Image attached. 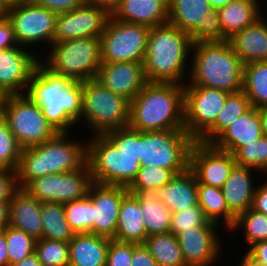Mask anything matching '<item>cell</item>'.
Instances as JSON below:
<instances>
[{
	"label": "cell",
	"instance_id": "1",
	"mask_svg": "<svg viewBox=\"0 0 267 266\" xmlns=\"http://www.w3.org/2000/svg\"><path fill=\"white\" fill-rule=\"evenodd\" d=\"M82 92V82L53 73L40 61L26 94L57 132L70 133L82 118Z\"/></svg>",
	"mask_w": 267,
	"mask_h": 266
},
{
	"label": "cell",
	"instance_id": "2",
	"mask_svg": "<svg viewBox=\"0 0 267 266\" xmlns=\"http://www.w3.org/2000/svg\"><path fill=\"white\" fill-rule=\"evenodd\" d=\"M192 45L189 34L176 26L167 23L150 27L143 61L147 81L184 85L189 76Z\"/></svg>",
	"mask_w": 267,
	"mask_h": 266
},
{
	"label": "cell",
	"instance_id": "3",
	"mask_svg": "<svg viewBox=\"0 0 267 266\" xmlns=\"http://www.w3.org/2000/svg\"><path fill=\"white\" fill-rule=\"evenodd\" d=\"M128 127L139 132L185 130L184 85L148 82L130 101Z\"/></svg>",
	"mask_w": 267,
	"mask_h": 266
},
{
	"label": "cell",
	"instance_id": "4",
	"mask_svg": "<svg viewBox=\"0 0 267 266\" xmlns=\"http://www.w3.org/2000/svg\"><path fill=\"white\" fill-rule=\"evenodd\" d=\"M86 163L87 139L80 141L71 132H58L42 144L22 148L16 169L17 182L23 188L37 177L79 170Z\"/></svg>",
	"mask_w": 267,
	"mask_h": 266
},
{
	"label": "cell",
	"instance_id": "5",
	"mask_svg": "<svg viewBox=\"0 0 267 266\" xmlns=\"http://www.w3.org/2000/svg\"><path fill=\"white\" fill-rule=\"evenodd\" d=\"M189 67L185 84L229 93L242 90L244 64L228 40L193 43Z\"/></svg>",
	"mask_w": 267,
	"mask_h": 266
},
{
	"label": "cell",
	"instance_id": "6",
	"mask_svg": "<svg viewBox=\"0 0 267 266\" xmlns=\"http://www.w3.org/2000/svg\"><path fill=\"white\" fill-rule=\"evenodd\" d=\"M48 50L41 51L40 61L53 73L78 82L95 79L102 64L100 38L53 43Z\"/></svg>",
	"mask_w": 267,
	"mask_h": 266
},
{
	"label": "cell",
	"instance_id": "7",
	"mask_svg": "<svg viewBox=\"0 0 267 266\" xmlns=\"http://www.w3.org/2000/svg\"><path fill=\"white\" fill-rule=\"evenodd\" d=\"M82 129H89L93 135L128 126L130 101L113 93L96 79L82 82ZM88 125V126H87Z\"/></svg>",
	"mask_w": 267,
	"mask_h": 266
},
{
	"label": "cell",
	"instance_id": "8",
	"mask_svg": "<svg viewBox=\"0 0 267 266\" xmlns=\"http://www.w3.org/2000/svg\"><path fill=\"white\" fill-rule=\"evenodd\" d=\"M87 137V163L93 182L128 187L141 168L140 161L122 154L104 135Z\"/></svg>",
	"mask_w": 267,
	"mask_h": 266
},
{
	"label": "cell",
	"instance_id": "9",
	"mask_svg": "<svg viewBox=\"0 0 267 266\" xmlns=\"http://www.w3.org/2000/svg\"><path fill=\"white\" fill-rule=\"evenodd\" d=\"M1 116L22 148L42 144L58 133L26 93L7 95Z\"/></svg>",
	"mask_w": 267,
	"mask_h": 266
},
{
	"label": "cell",
	"instance_id": "10",
	"mask_svg": "<svg viewBox=\"0 0 267 266\" xmlns=\"http://www.w3.org/2000/svg\"><path fill=\"white\" fill-rule=\"evenodd\" d=\"M195 140L185 130L140 132V165L170 169L175 175L189 167Z\"/></svg>",
	"mask_w": 267,
	"mask_h": 266
},
{
	"label": "cell",
	"instance_id": "11",
	"mask_svg": "<svg viewBox=\"0 0 267 266\" xmlns=\"http://www.w3.org/2000/svg\"><path fill=\"white\" fill-rule=\"evenodd\" d=\"M150 27L108 18L100 37L102 63L143 62Z\"/></svg>",
	"mask_w": 267,
	"mask_h": 266
},
{
	"label": "cell",
	"instance_id": "12",
	"mask_svg": "<svg viewBox=\"0 0 267 266\" xmlns=\"http://www.w3.org/2000/svg\"><path fill=\"white\" fill-rule=\"evenodd\" d=\"M3 13L12 23L19 46L32 50L38 45L48 49L53 44L58 14L31 1L10 7Z\"/></svg>",
	"mask_w": 267,
	"mask_h": 266
},
{
	"label": "cell",
	"instance_id": "13",
	"mask_svg": "<svg viewBox=\"0 0 267 266\" xmlns=\"http://www.w3.org/2000/svg\"><path fill=\"white\" fill-rule=\"evenodd\" d=\"M92 183L91 170L86 163L79 170L37 177L23 189L39 202L65 204L85 197Z\"/></svg>",
	"mask_w": 267,
	"mask_h": 266
},
{
	"label": "cell",
	"instance_id": "14",
	"mask_svg": "<svg viewBox=\"0 0 267 266\" xmlns=\"http://www.w3.org/2000/svg\"><path fill=\"white\" fill-rule=\"evenodd\" d=\"M229 92L184 84L185 131L196 141L215 121Z\"/></svg>",
	"mask_w": 267,
	"mask_h": 266
},
{
	"label": "cell",
	"instance_id": "15",
	"mask_svg": "<svg viewBox=\"0 0 267 266\" xmlns=\"http://www.w3.org/2000/svg\"><path fill=\"white\" fill-rule=\"evenodd\" d=\"M220 228L217 223L209 221L205 226L194 227L177 235L187 266H216L221 262L222 244L225 243L219 238Z\"/></svg>",
	"mask_w": 267,
	"mask_h": 266
},
{
	"label": "cell",
	"instance_id": "16",
	"mask_svg": "<svg viewBox=\"0 0 267 266\" xmlns=\"http://www.w3.org/2000/svg\"><path fill=\"white\" fill-rule=\"evenodd\" d=\"M234 156L212 144L194 141L189 152V168L200 184L222 188L236 166Z\"/></svg>",
	"mask_w": 267,
	"mask_h": 266
},
{
	"label": "cell",
	"instance_id": "17",
	"mask_svg": "<svg viewBox=\"0 0 267 266\" xmlns=\"http://www.w3.org/2000/svg\"><path fill=\"white\" fill-rule=\"evenodd\" d=\"M110 15L97 6L82 4L57 16L53 43L76 38H100Z\"/></svg>",
	"mask_w": 267,
	"mask_h": 266
},
{
	"label": "cell",
	"instance_id": "18",
	"mask_svg": "<svg viewBox=\"0 0 267 266\" xmlns=\"http://www.w3.org/2000/svg\"><path fill=\"white\" fill-rule=\"evenodd\" d=\"M35 51L23 46L0 50V88L7 95L27 92L41 58Z\"/></svg>",
	"mask_w": 267,
	"mask_h": 266
},
{
	"label": "cell",
	"instance_id": "19",
	"mask_svg": "<svg viewBox=\"0 0 267 266\" xmlns=\"http://www.w3.org/2000/svg\"><path fill=\"white\" fill-rule=\"evenodd\" d=\"M128 192L124 186L90 185L87 195L93 201L94 234L115 237L122 199Z\"/></svg>",
	"mask_w": 267,
	"mask_h": 266
},
{
	"label": "cell",
	"instance_id": "20",
	"mask_svg": "<svg viewBox=\"0 0 267 266\" xmlns=\"http://www.w3.org/2000/svg\"><path fill=\"white\" fill-rule=\"evenodd\" d=\"M95 79L129 101L148 83L143 62L102 63Z\"/></svg>",
	"mask_w": 267,
	"mask_h": 266
},
{
	"label": "cell",
	"instance_id": "21",
	"mask_svg": "<svg viewBox=\"0 0 267 266\" xmlns=\"http://www.w3.org/2000/svg\"><path fill=\"white\" fill-rule=\"evenodd\" d=\"M255 174L264 177L256 168L236 165L221 188L229 210L236 217L252 206L255 185L260 183Z\"/></svg>",
	"mask_w": 267,
	"mask_h": 266
},
{
	"label": "cell",
	"instance_id": "22",
	"mask_svg": "<svg viewBox=\"0 0 267 266\" xmlns=\"http://www.w3.org/2000/svg\"><path fill=\"white\" fill-rule=\"evenodd\" d=\"M265 16V17H264ZM265 12L252 24L228 39L243 64L267 61V18Z\"/></svg>",
	"mask_w": 267,
	"mask_h": 266
},
{
	"label": "cell",
	"instance_id": "23",
	"mask_svg": "<svg viewBox=\"0 0 267 266\" xmlns=\"http://www.w3.org/2000/svg\"><path fill=\"white\" fill-rule=\"evenodd\" d=\"M263 136L259 109L251 107L211 144L219 150L233 154L238 148L254 143Z\"/></svg>",
	"mask_w": 267,
	"mask_h": 266
},
{
	"label": "cell",
	"instance_id": "24",
	"mask_svg": "<svg viewBox=\"0 0 267 266\" xmlns=\"http://www.w3.org/2000/svg\"><path fill=\"white\" fill-rule=\"evenodd\" d=\"M41 203L23 188H19L9 200V225L41 239Z\"/></svg>",
	"mask_w": 267,
	"mask_h": 266
},
{
	"label": "cell",
	"instance_id": "25",
	"mask_svg": "<svg viewBox=\"0 0 267 266\" xmlns=\"http://www.w3.org/2000/svg\"><path fill=\"white\" fill-rule=\"evenodd\" d=\"M111 16L149 27L164 25L168 23V0H122Z\"/></svg>",
	"mask_w": 267,
	"mask_h": 266
},
{
	"label": "cell",
	"instance_id": "26",
	"mask_svg": "<svg viewBox=\"0 0 267 266\" xmlns=\"http://www.w3.org/2000/svg\"><path fill=\"white\" fill-rule=\"evenodd\" d=\"M157 193L172 213L179 212L188 207L199 206L197 178L189 167L184 172L176 174Z\"/></svg>",
	"mask_w": 267,
	"mask_h": 266
},
{
	"label": "cell",
	"instance_id": "27",
	"mask_svg": "<svg viewBox=\"0 0 267 266\" xmlns=\"http://www.w3.org/2000/svg\"><path fill=\"white\" fill-rule=\"evenodd\" d=\"M110 238L81 233L69 241V266H106Z\"/></svg>",
	"mask_w": 267,
	"mask_h": 266
},
{
	"label": "cell",
	"instance_id": "28",
	"mask_svg": "<svg viewBox=\"0 0 267 266\" xmlns=\"http://www.w3.org/2000/svg\"><path fill=\"white\" fill-rule=\"evenodd\" d=\"M264 4L263 0H232L228 5L217 9L225 37L231 38L252 24L264 12L267 14L263 8Z\"/></svg>",
	"mask_w": 267,
	"mask_h": 266
},
{
	"label": "cell",
	"instance_id": "29",
	"mask_svg": "<svg viewBox=\"0 0 267 266\" xmlns=\"http://www.w3.org/2000/svg\"><path fill=\"white\" fill-rule=\"evenodd\" d=\"M138 199L128 192L122 199L115 237L119 242L141 244L146 238V228Z\"/></svg>",
	"mask_w": 267,
	"mask_h": 266
},
{
	"label": "cell",
	"instance_id": "30",
	"mask_svg": "<svg viewBox=\"0 0 267 266\" xmlns=\"http://www.w3.org/2000/svg\"><path fill=\"white\" fill-rule=\"evenodd\" d=\"M198 205L205 217L229 232L234 225L236 216L229 210L221 188L200 184L197 181Z\"/></svg>",
	"mask_w": 267,
	"mask_h": 266
},
{
	"label": "cell",
	"instance_id": "31",
	"mask_svg": "<svg viewBox=\"0 0 267 266\" xmlns=\"http://www.w3.org/2000/svg\"><path fill=\"white\" fill-rule=\"evenodd\" d=\"M139 201L146 228V237L170 232L172 212L157 192L132 193Z\"/></svg>",
	"mask_w": 267,
	"mask_h": 266
},
{
	"label": "cell",
	"instance_id": "32",
	"mask_svg": "<svg viewBox=\"0 0 267 266\" xmlns=\"http://www.w3.org/2000/svg\"><path fill=\"white\" fill-rule=\"evenodd\" d=\"M211 9L208 0H168V23L190 34Z\"/></svg>",
	"mask_w": 267,
	"mask_h": 266
},
{
	"label": "cell",
	"instance_id": "33",
	"mask_svg": "<svg viewBox=\"0 0 267 266\" xmlns=\"http://www.w3.org/2000/svg\"><path fill=\"white\" fill-rule=\"evenodd\" d=\"M250 108V101L242 90L229 93L225 105L217 115L216 121L196 141L204 144H211L223 131Z\"/></svg>",
	"mask_w": 267,
	"mask_h": 266
},
{
	"label": "cell",
	"instance_id": "34",
	"mask_svg": "<svg viewBox=\"0 0 267 266\" xmlns=\"http://www.w3.org/2000/svg\"><path fill=\"white\" fill-rule=\"evenodd\" d=\"M143 244L158 266H187L177 236L171 232L147 236Z\"/></svg>",
	"mask_w": 267,
	"mask_h": 266
},
{
	"label": "cell",
	"instance_id": "35",
	"mask_svg": "<svg viewBox=\"0 0 267 266\" xmlns=\"http://www.w3.org/2000/svg\"><path fill=\"white\" fill-rule=\"evenodd\" d=\"M242 91L248 97L251 107L267 108V61L244 65Z\"/></svg>",
	"mask_w": 267,
	"mask_h": 266
},
{
	"label": "cell",
	"instance_id": "36",
	"mask_svg": "<svg viewBox=\"0 0 267 266\" xmlns=\"http://www.w3.org/2000/svg\"><path fill=\"white\" fill-rule=\"evenodd\" d=\"M41 239L69 242L75 233L65 217L64 204L56 202L41 203Z\"/></svg>",
	"mask_w": 267,
	"mask_h": 266
},
{
	"label": "cell",
	"instance_id": "37",
	"mask_svg": "<svg viewBox=\"0 0 267 266\" xmlns=\"http://www.w3.org/2000/svg\"><path fill=\"white\" fill-rule=\"evenodd\" d=\"M240 228L242 232L244 231L242 238L248 244L247 249L256 242L265 241L267 240V215L255 212L250 208L236 217L235 223L229 231H233L232 234H234Z\"/></svg>",
	"mask_w": 267,
	"mask_h": 266
},
{
	"label": "cell",
	"instance_id": "38",
	"mask_svg": "<svg viewBox=\"0 0 267 266\" xmlns=\"http://www.w3.org/2000/svg\"><path fill=\"white\" fill-rule=\"evenodd\" d=\"M66 220L75 234H94L93 201L88 195L64 204Z\"/></svg>",
	"mask_w": 267,
	"mask_h": 266
},
{
	"label": "cell",
	"instance_id": "39",
	"mask_svg": "<svg viewBox=\"0 0 267 266\" xmlns=\"http://www.w3.org/2000/svg\"><path fill=\"white\" fill-rule=\"evenodd\" d=\"M174 176L175 174L167 168L141 166L133 182L127 189L130 193L157 192Z\"/></svg>",
	"mask_w": 267,
	"mask_h": 266
},
{
	"label": "cell",
	"instance_id": "40",
	"mask_svg": "<svg viewBox=\"0 0 267 266\" xmlns=\"http://www.w3.org/2000/svg\"><path fill=\"white\" fill-rule=\"evenodd\" d=\"M4 235L9 256V266H12L34 253L36 239L24 231L7 225L4 228Z\"/></svg>",
	"mask_w": 267,
	"mask_h": 266
},
{
	"label": "cell",
	"instance_id": "41",
	"mask_svg": "<svg viewBox=\"0 0 267 266\" xmlns=\"http://www.w3.org/2000/svg\"><path fill=\"white\" fill-rule=\"evenodd\" d=\"M34 253L43 266H69V242L38 239Z\"/></svg>",
	"mask_w": 267,
	"mask_h": 266
},
{
	"label": "cell",
	"instance_id": "42",
	"mask_svg": "<svg viewBox=\"0 0 267 266\" xmlns=\"http://www.w3.org/2000/svg\"><path fill=\"white\" fill-rule=\"evenodd\" d=\"M233 156L238 166L256 168L267 176V136L238 148Z\"/></svg>",
	"mask_w": 267,
	"mask_h": 266
},
{
	"label": "cell",
	"instance_id": "43",
	"mask_svg": "<svg viewBox=\"0 0 267 266\" xmlns=\"http://www.w3.org/2000/svg\"><path fill=\"white\" fill-rule=\"evenodd\" d=\"M22 147L14 137L7 122L0 116V168L16 170Z\"/></svg>",
	"mask_w": 267,
	"mask_h": 266
},
{
	"label": "cell",
	"instance_id": "44",
	"mask_svg": "<svg viewBox=\"0 0 267 266\" xmlns=\"http://www.w3.org/2000/svg\"><path fill=\"white\" fill-rule=\"evenodd\" d=\"M189 36L193 43L228 40L222 30L218 11L214 8L208 10V16L198 23Z\"/></svg>",
	"mask_w": 267,
	"mask_h": 266
},
{
	"label": "cell",
	"instance_id": "45",
	"mask_svg": "<svg viewBox=\"0 0 267 266\" xmlns=\"http://www.w3.org/2000/svg\"><path fill=\"white\" fill-rule=\"evenodd\" d=\"M122 154L140 161V132L124 127L103 134Z\"/></svg>",
	"mask_w": 267,
	"mask_h": 266
},
{
	"label": "cell",
	"instance_id": "46",
	"mask_svg": "<svg viewBox=\"0 0 267 266\" xmlns=\"http://www.w3.org/2000/svg\"><path fill=\"white\" fill-rule=\"evenodd\" d=\"M209 220L205 217L199 206L188 207L179 212L172 213L170 232L177 236L194 227L205 226Z\"/></svg>",
	"mask_w": 267,
	"mask_h": 266
},
{
	"label": "cell",
	"instance_id": "47",
	"mask_svg": "<svg viewBox=\"0 0 267 266\" xmlns=\"http://www.w3.org/2000/svg\"><path fill=\"white\" fill-rule=\"evenodd\" d=\"M133 243L110 240L106 266H132Z\"/></svg>",
	"mask_w": 267,
	"mask_h": 266
},
{
	"label": "cell",
	"instance_id": "48",
	"mask_svg": "<svg viewBox=\"0 0 267 266\" xmlns=\"http://www.w3.org/2000/svg\"><path fill=\"white\" fill-rule=\"evenodd\" d=\"M241 256L240 266H267V240L251 245Z\"/></svg>",
	"mask_w": 267,
	"mask_h": 266
},
{
	"label": "cell",
	"instance_id": "49",
	"mask_svg": "<svg viewBox=\"0 0 267 266\" xmlns=\"http://www.w3.org/2000/svg\"><path fill=\"white\" fill-rule=\"evenodd\" d=\"M19 188L16 170L0 168V201H9Z\"/></svg>",
	"mask_w": 267,
	"mask_h": 266
},
{
	"label": "cell",
	"instance_id": "50",
	"mask_svg": "<svg viewBox=\"0 0 267 266\" xmlns=\"http://www.w3.org/2000/svg\"><path fill=\"white\" fill-rule=\"evenodd\" d=\"M56 14L70 12L85 3V0H30Z\"/></svg>",
	"mask_w": 267,
	"mask_h": 266
},
{
	"label": "cell",
	"instance_id": "51",
	"mask_svg": "<svg viewBox=\"0 0 267 266\" xmlns=\"http://www.w3.org/2000/svg\"><path fill=\"white\" fill-rule=\"evenodd\" d=\"M18 42L15 37L13 26L8 17L0 14V50L17 47Z\"/></svg>",
	"mask_w": 267,
	"mask_h": 266
},
{
	"label": "cell",
	"instance_id": "52",
	"mask_svg": "<svg viewBox=\"0 0 267 266\" xmlns=\"http://www.w3.org/2000/svg\"><path fill=\"white\" fill-rule=\"evenodd\" d=\"M132 266H158L155 259L151 256L150 252L143 243H133V252L131 259Z\"/></svg>",
	"mask_w": 267,
	"mask_h": 266
},
{
	"label": "cell",
	"instance_id": "53",
	"mask_svg": "<svg viewBox=\"0 0 267 266\" xmlns=\"http://www.w3.org/2000/svg\"><path fill=\"white\" fill-rule=\"evenodd\" d=\"M260 185L257 183L251 209L255 212L267 215V176H264Z\"/></svg>",
	"mask_w": 267,
	"mask_h": 266
},
{
	"label": "cell",
	"instance_id": "54",
	"mask_svg": "<svg viewBox=\"0 0 267 266\" xmlns=\"http://www.w3.org/2000/svg\"><path fill=\"white\" fill-rule=\"evenodd\" d=\"M121 1L122 0H85V3L104 9L109 15H112Z\"/></svg>",
	"mask_w": 267,
	"mask_h": 266
},
{
	"label": "cell",
	"instance_id": "55",
	"mask_svg": "<svg viewBox=\"0 0 267 266\" xmlns=\"http://www.w3.org/2000/svg\"><path fill=\"white\" fill-rule=\"evenodd\" d=\"M0 266H9V256L7 253L4 229L0 230Z\"/></svg>",
	"mask_w": 267,
	"mask_h": 266
},
{
	"label": "cell",
	"instance_id": "56",
	"mask_svg": "<svg viewBox=\"0 0 267 266\" xmlns=\"http://www.w3.org/2000/svg\"><path fill=\"white\" fill-rule=\"evenodd\" d=\"M9 201H0V230L9 225Z\"/></svg>",
	"mask_w": 267,
	"mask_h": 266
},
{
	"label": "cell",
	"instance_id": "57",
	"mask_svg": "<svg viewBox=\"0 0 267 266\" xmlns=\"http://www.w3.org/2000/svg\"><path fill=\"white\" fill-rule=\"evenodd\" d=\"M12 266H43L35 253L29 257L24 258L23 260L13 264Z\"/></svg>",
	"mask_w": 267,
	"mask_h": 266
},
{
	"label": "cell",
	"instance_id": "58",
	"mask_svg": "<svg viewBox=\"0 0 267 266\" xmlns=\"http://www.w3.org/2000/svg\"><path fill=\"white\" fill-rule=\"evenodd\" d=\"M30 0H0V10L4 12L10 7L18 6Z\"/></svg>",
	"mask_w": 267,
	"mask_h": 266
},
{
	"label": "cell",
	"instance_id": "59",
	"mask_svg": "<svg viewBox=\"0 0 267 266\" xmlns=\"http://www.w3.org/2000/svg\"><path fill=\"white\" fill-rule=\"evenodd\" d=\"M259 117L261 120L262 133L267 136V108L259 109Z\"/></svg>",
	"mask_w": 267,
	"mask_h": 266
},
{
	"label": "cell",
	"instance_id": "60",
	"mask_svg": "<svg viewBox=\"0 0 267 266\" xmlns=\"http://www.w3.org/2000/svg\"><path fill=\"white\" fill-rule=\"evenodd\" d=\"M232 0H208L209 4L214 9H219L223 6L228 5Z\"/></svg>",
	"mask_w": 267,
	"mask_h": 266
},
{
	"label": "cell",
	"instance_id": "61",
	"mask_svg": "<svg viewBox=\"0 0 267 266\" xmlns=\"http://www.w3.org/2000/svg\"><path fill=\"white\" fill-rule=\"evenodd\" d=\"M7 94L0 88V116Z\"/></svg>",
	"mask_w": 267,
	"mask_h": 266
}]
</instances>
